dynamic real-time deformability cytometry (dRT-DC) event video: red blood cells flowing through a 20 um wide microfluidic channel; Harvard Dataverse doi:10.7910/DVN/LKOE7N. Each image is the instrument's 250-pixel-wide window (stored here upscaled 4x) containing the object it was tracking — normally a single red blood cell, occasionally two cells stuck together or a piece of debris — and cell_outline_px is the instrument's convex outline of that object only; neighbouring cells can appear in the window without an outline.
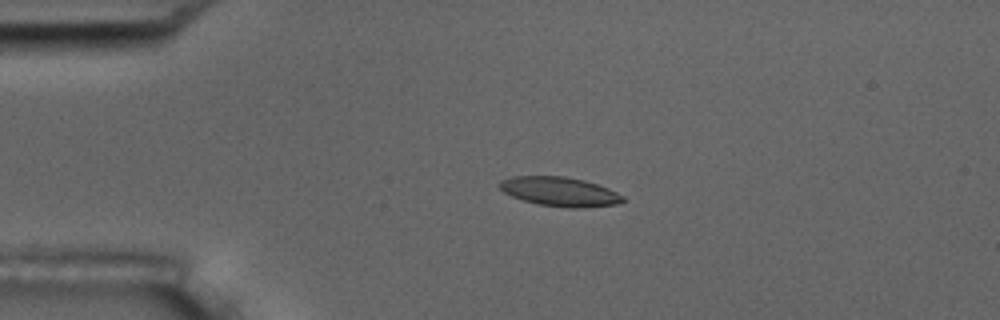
{"species": "common noctule bat (a hibernating species)", "species_latin": "Nyctalus noctula", "temperature_condition": "room temperature", "stored_images_in_passage": 5, "camera_frame_rate_fps": 3000, "um_per_image_px": 0.085, "animal": {"sex": "male", "body_mass_g": 17.5, "forearm_length_mm": 52.3}, "frame": {"image": 1, "passage_image": 4, "time_ms": 3.333, "image_size_px": [1000, 320], "cell_outline_px": [[624, 200], [620, 204], [580, 208], [572, 208], [540, 204], [524, 200], [512, 196], [504, 192], [496, 184], [500, 180], [512, 176], [564, 176], [584, 180], [608, 188], [624, 196]], "centroid_in_image_um": [47.57, 16.28], "position_along_channel_um": 37.4, "area_um2": 20.98}}